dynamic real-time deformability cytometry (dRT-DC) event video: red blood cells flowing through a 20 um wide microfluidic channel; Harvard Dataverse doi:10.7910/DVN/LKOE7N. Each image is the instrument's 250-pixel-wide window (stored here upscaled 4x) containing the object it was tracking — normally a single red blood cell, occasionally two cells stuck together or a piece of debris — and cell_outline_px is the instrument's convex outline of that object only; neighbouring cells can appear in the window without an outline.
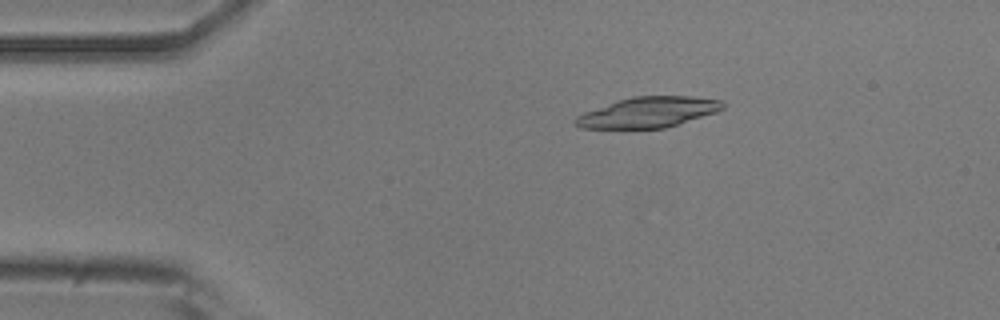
{"species": "common noctule bat (a hibernating species)", "species_latin": "Nyctalus noctula", "temperature_condition": "room temperature", "stored_images_in_passage": 52, "camera_frame_rate_fps": 3000, "um_per_image_px": 0.085, "animal": {"sex": "male", "body_mass_g": 20.5, "forearm_length_mm": 52.5}, "frame": {"image": 1, "passage_image": 9, "time_ms": 2.667, "image_size_px": [1000, 320], "cell_outline_px": [[724, 108], [716, 112], [664, 128], [580, 128], [572, 120], [576, 116], [584, 112], [616, 100], [632, 96], [692, 96], [720, 100], [724, 104]], "centroid_in_image_um": [55.06, 9.53], "position_along_channel_um": 29.9, "area_um2": 26.07}}
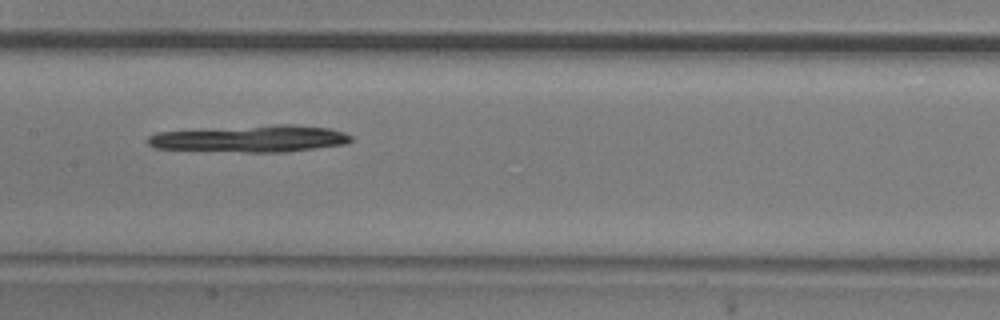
{"frame": {"image": 2, "passage_image": 25, "time_ms": 8.0, "image_size_px": [1000, 320], "cell_outline_px": [[352, 140], [348, 144], [288, 152], [244, 152], [152, 148], [148, 144], [148, 136], [156, 132], [276, 124], [292, 124], [328, 128], [344, 132], [352, 136]], "centroid_in_image_um": [21.34, 11.79], "position_along_channel_um": 186.1, "area_um2": 31.91}}
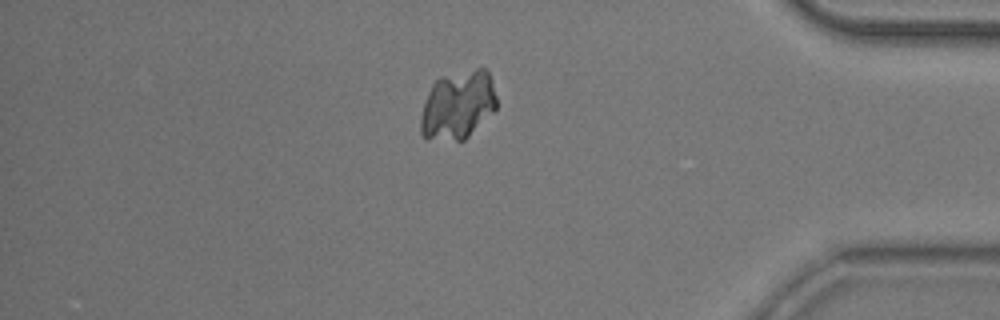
{"frame": {"image": 3, "passage_image": 44, "time_ms": 14.333, "image_size_px": [1000, 320], "cell_outline_px": [[496, 108], [464, 140], [456, 140], [424, 136], [420, 132], [420, 116], [428, 92], [432, 84], [440, 76], [476, 68], [484, 68], [488, 72], [492, 80], [496, 96]], "centroid_in_image_um": [38.92, 8.88], "position_along_channel_um": 396.3, "area_um2": 29.94}}